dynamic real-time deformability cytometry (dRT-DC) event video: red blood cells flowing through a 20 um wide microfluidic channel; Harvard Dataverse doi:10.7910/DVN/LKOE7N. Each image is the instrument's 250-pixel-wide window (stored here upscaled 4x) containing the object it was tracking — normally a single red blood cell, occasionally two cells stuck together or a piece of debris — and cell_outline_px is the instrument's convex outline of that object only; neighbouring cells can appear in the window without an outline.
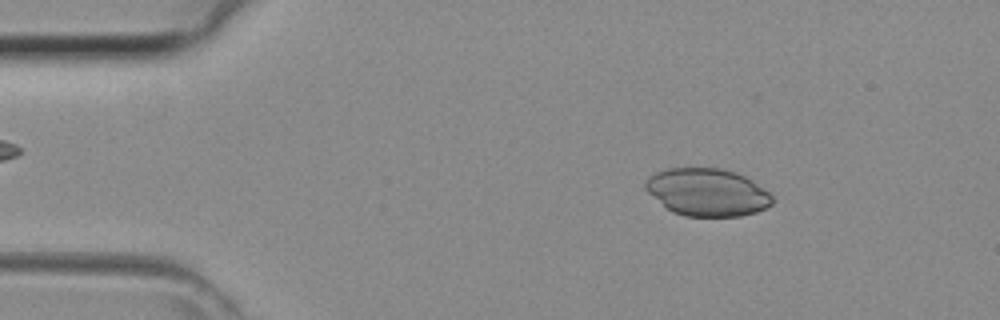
{"species": "common noctule bat (a hibernating species)", "species_latin": "Nyctalus noctula", "temperature_condition": "room temperature", "stored_images_in_passage": 38, "camera_frame_rate_fps": 3000, "um_per_image_px": 0.085, "animal": {"sex": "female", "body_mass_g": 29.2, "forearm_length_mm": 56.3}, "frame": {"image": 1, "passage_image": 1, "time_ms": 0.0, "image_size_px": [1000, 320], "cell_outline_px": [[772, 204], [756, 212], [740, 216], [684, 216], [672, 212], [648, 192], [644, 188], [644, 180], [648, 176], [656, 172], [668, 168], [720, 168], [736, 172], [752, 180], [768, 192], [772, 196]], "centroid_in_image_um": [60.09, 16.33], "position_along_channel_um": 24.9, "area_um2": 35.08}}
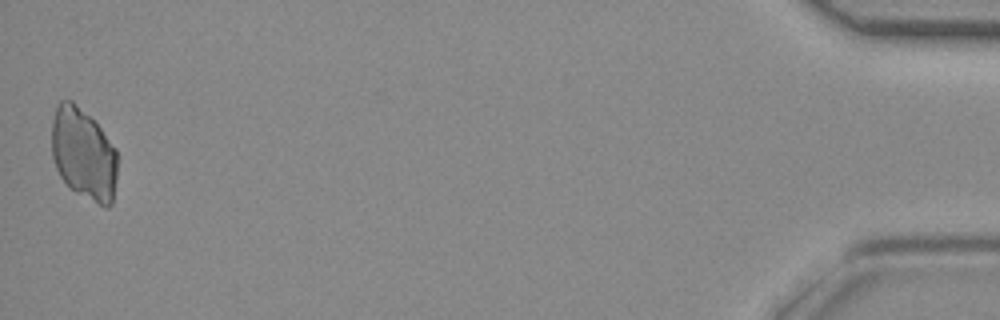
{"frame": {"image": 2, "passage_image": 37, "time_ms": 12.0, "image_size_px": [1000, 320], "cell_outline_px": [[116, 180], [112, 204], [108, 208], [104, 208], [68, 188], [60, 176], [56, 168], [52, 156], [52, 120], [56, 104], [60, 100], [72, 100], [100, 128], [116, 148]], "centroid_in_image_um": [7.08, 13.12], "position_along_channel_um": 428.1, "area_um2": 35.32}}